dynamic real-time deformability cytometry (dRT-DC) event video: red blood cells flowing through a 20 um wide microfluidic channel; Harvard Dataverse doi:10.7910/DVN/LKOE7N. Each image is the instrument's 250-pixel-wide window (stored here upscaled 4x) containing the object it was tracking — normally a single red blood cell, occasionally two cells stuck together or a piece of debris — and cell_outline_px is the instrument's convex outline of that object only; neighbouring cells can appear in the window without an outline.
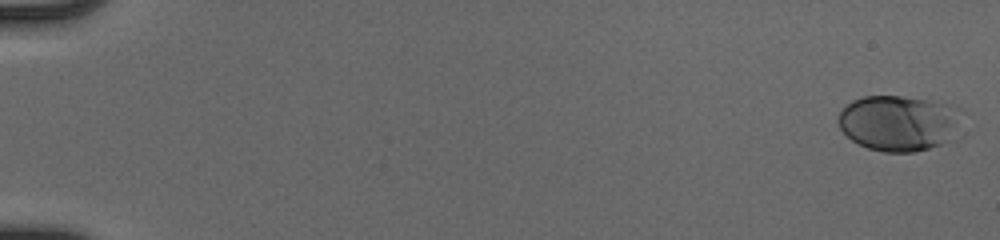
{"species": "human", "species_latin": "Homo sapiens", "temperature_condition": "cold", "stored_images_in_passage": 52, "camera_frame_rate_fps": 3000, "um_per_image_px": 0.085, "donor": {"sex": "male"}, "frame": {"image": 1, "passage_image": 1, "time_ms": 0.0, "image_size_px": [1000, 240], "cell_outline_px": [[964, 136], [956, 140], [916, 152], [884, 152], [868, 148], [852, 140], [840, 128], [836, 120], [840, 112], [852, 100], [864, 96], [900, 96], [944, 100], [960, 108]], "centroid_in_image_um": [76.57, 10.45], "position_along_channel_um": 8.4, "area_um2": 41.79}}
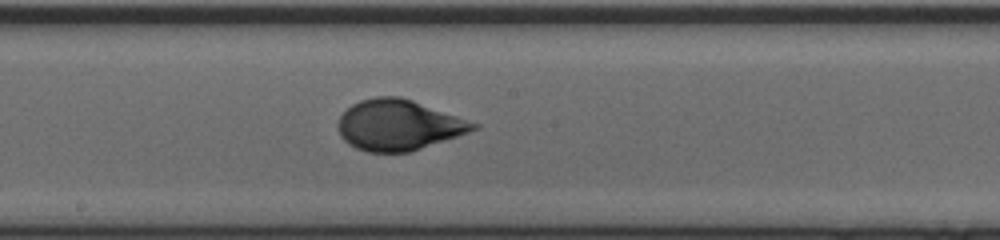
{"frame": {"image": 2, "passage_image": 30, "time_ms": 9.667, "image_size_px": [1000, 240], "cell_outline_px": [[480, 128], [408, 152], [368, 152], [356, 148], [348, 144], [340, 136], [336, 124], [340, 116], [352, 104], [360, 100], [376, 96], [400, 96], [412, 100], [480, 124]], "centroid_in_image_um": [33.83, 10.62], "position_along_channel_um": 214.4, "area_um2": 39.65}}
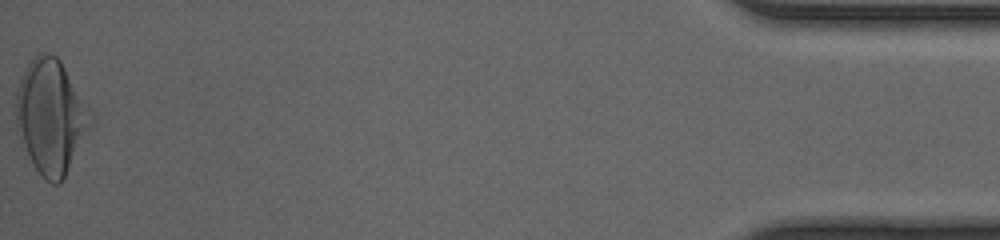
{"frame": {"image": 3, "passage_image": 52, "time_ms": 17.0, "image_size_px": [1000, 240], "cell_outline_px": [[88, 108], [64, 176], [60, 184], [52, 184], [44, 180], [40, 176], [20, 148], [16, 124], [16, 92], [20, 80], [28, 64], [40, 52], [44, 52], [56, 56], [60, 60]], "centroid_in_image_um": [4.13, 9.89], "position_along_channel_um": 431.1, "area_um2": 46.93}, "authors_computed_cell_mechanics": {"area_um2": 38.8994, "velocity_mm_per_s": 4.1193, "shape_relaxation_time_tau1_ms": 5.035, "shape_relaxation_time_tau2_ms": null, "deformation_change_tau1": 0.1818, "deformation_change_tau2": null}}